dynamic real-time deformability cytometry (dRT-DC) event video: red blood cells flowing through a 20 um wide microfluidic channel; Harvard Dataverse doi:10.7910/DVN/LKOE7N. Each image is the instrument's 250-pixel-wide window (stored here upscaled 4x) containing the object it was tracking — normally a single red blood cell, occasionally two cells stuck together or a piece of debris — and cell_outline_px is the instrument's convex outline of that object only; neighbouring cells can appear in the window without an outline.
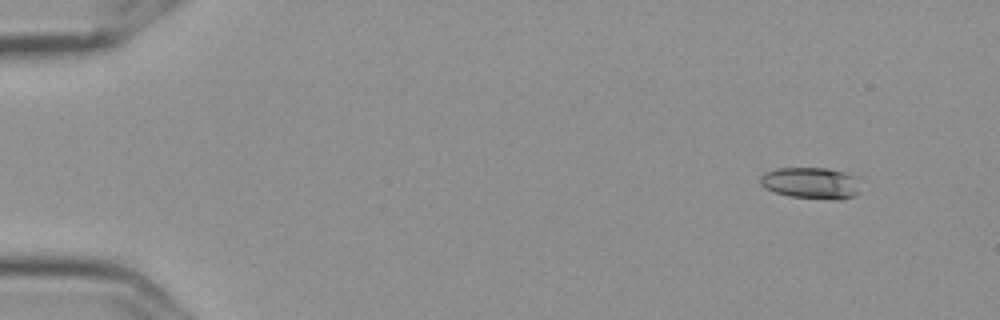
{"species": "Egyptian fruit bat (a non-hibernating species)", "species_latin": "Rousettus aegyptiacus", "temperature_condition": "cold", "stored_images_in_passage": 10, "camera_frame_rate_fps": 3000, "um_per_image_px": 0.085, "frame": {"image": 1, "passage_image": 1, "time_ms": 0.0, "image_size_px": [1000, 320], "cell_outline_px": [[860, 192], [844, 200], [832, 200], [788, 196], [764, 188], [760, 184], [760, 176], [764, 172], [780, 168], [828, 168], [844, 172], [856, 176]], "centroid_in_image_um": [68.95, 15.57], "position_along_channel_um": 16.1, "area_um2": 18.61}}
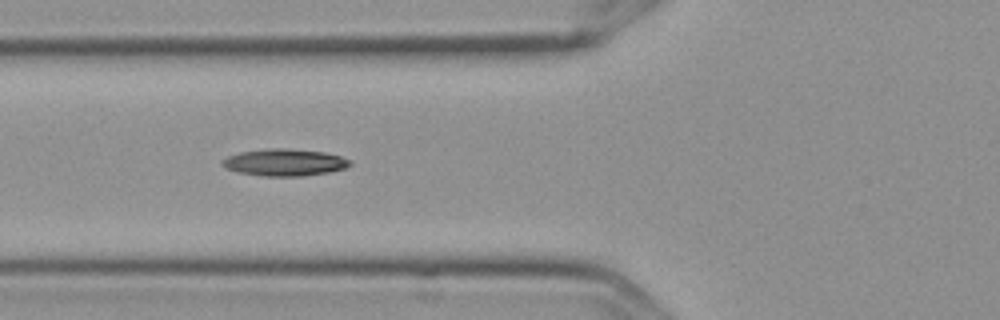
{"frame": {"image": 2, "passage_image": 6, "time_ms": 1.667, "image_size_px": [1000, 320], "cell_outline_px": [[352, 164], [348, 168], [328, 172], [300, 176], [260, 176], [240, 172], [224, 168], [220, 164], [220, 160], [228, 156], [240, 152], [268, 148], [288, 148], [324, 152], [340, 156], [352, 160]], "centroid_in_image_um": [24.18, 13.8], "position_along_channel_um": 101.6, "area_um2": 20.29}}
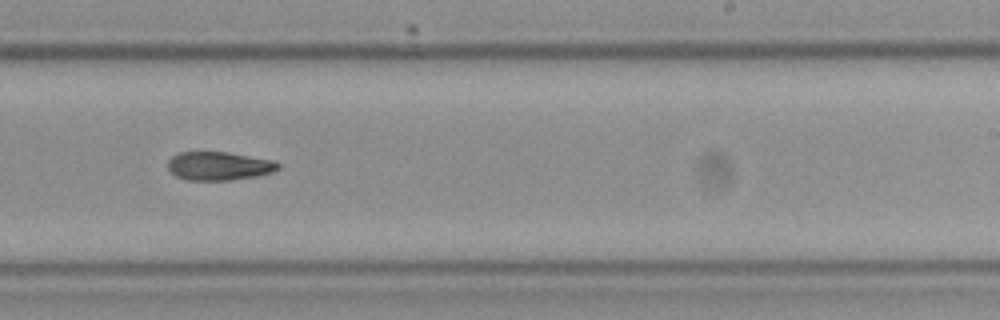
{"frame": {"image": 3, "passage_image": 10, "time_ms": 3.0, "image_size_px": [1000, 320], "cell_outline_px": [[280, 168], [272, 172], [256, 176], [228, 180], [188, 180], [176, 176], [168, 168], [168, 160], [172, 156], [180, 152], [228, 152], [276, 160], [280, 164]], "centroid_in_image_um": [18.64, 14.1], "position_along_channel_um": 270.4, "area_um2": 18.38}}